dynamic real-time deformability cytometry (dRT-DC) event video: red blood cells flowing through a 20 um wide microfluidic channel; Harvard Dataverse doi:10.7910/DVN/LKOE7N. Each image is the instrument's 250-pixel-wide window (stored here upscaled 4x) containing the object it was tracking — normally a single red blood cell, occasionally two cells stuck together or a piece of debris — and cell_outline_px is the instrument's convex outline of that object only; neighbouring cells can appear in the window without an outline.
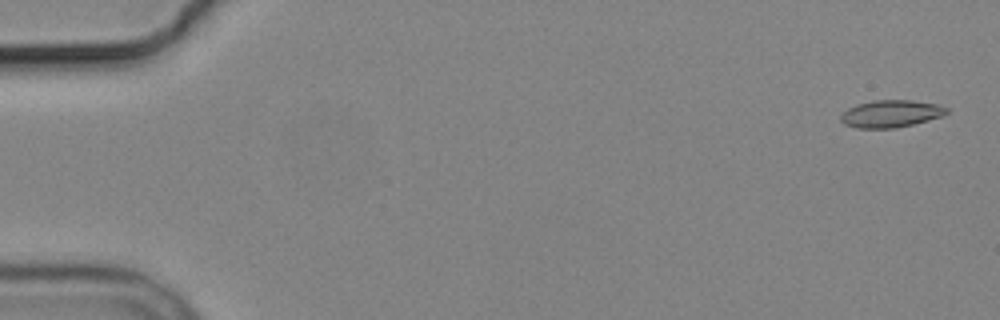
{"species": "common noctule bat (a hibernating species)", "species_latin": "Nyctalus noctula", "temperature_condition": "cold", "stored_images_in_passage": 4, "camera_frame_rate_fps": 3000, "um_per_image_px": 0.085, "animal": {"sex": "male", "body_mass_g": 19.2, "forearm_length_mm": 51.8}, "frame": {"image": 1, "passage_image": 1, "time_ms": 0.0, "image_size_px": [1000, 320], "cell_outline_px": [[948, 112], [944, 116], [896, 128], [856, 128], [844, 124], [840, 120], [840, 116], [848, 108], [856, 104], [872, 100], [912, 100], [940, 104], [948, 108]], "centroid_in_image_um": [75.74, 9.66], "position_along_channel_um": 9.3, "area_um2": 16.99}}
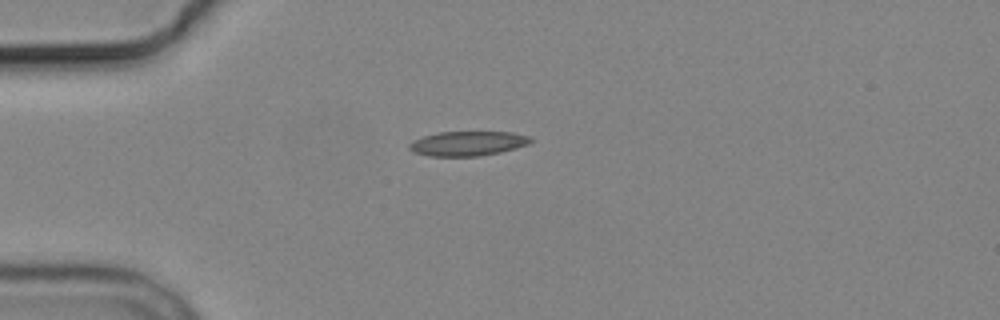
{"frame": {"image": 2, "passage_image": 4, "time_ms": 4.333, "image_size_px": [1000, 320], "cell_outline_px": [[532, 140], [528, 144], [516, 148], [500, 152], [480, 156], [428, 156], [416, 152], [408, 148], [408, 144], [412, 140], [424, 136], [440, 132], [512, 132], [532, 136]], "centroid_in_image_um": [39.77, 12.19], "position_along_channel_um": 45.2, "area_um2": 17.4}}